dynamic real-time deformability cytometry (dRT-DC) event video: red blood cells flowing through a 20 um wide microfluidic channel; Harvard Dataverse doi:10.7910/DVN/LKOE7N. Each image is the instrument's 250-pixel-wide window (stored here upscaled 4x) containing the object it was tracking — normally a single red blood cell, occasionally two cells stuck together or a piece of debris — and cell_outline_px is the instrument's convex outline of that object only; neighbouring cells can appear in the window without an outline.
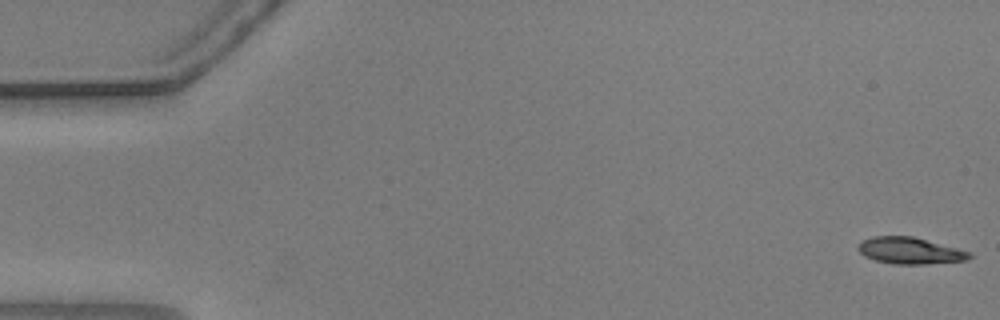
{"species": "common noctule bat (a hibernating species)", "species_latin": "Nyctalus noctula", "temperature_condition": "warm", "stored_images_in_passage": 55, "camera_frame_rate_fps": 3000, "um_per_image_px": 0.085, "animal": {"sex": "male", "body_mass_g": 20.5, "forearm_length_mm": 52.5}, "frame": {"image": 1, "passage_image": 1, "time_ms": 0.0, "image_size_px": [1000, 320], "cell_outline_px": [[972, 256], [964, 260], [924, 264], [892, 264], [876, 260], [864, 256], [856, 248], [860, 240], [872, 236], [912, 236], [972, 252]], "centroid_in_image_um": [77.29, 21.3], "position_along_channel_um": 7.7, "area_um2": 17.22}}
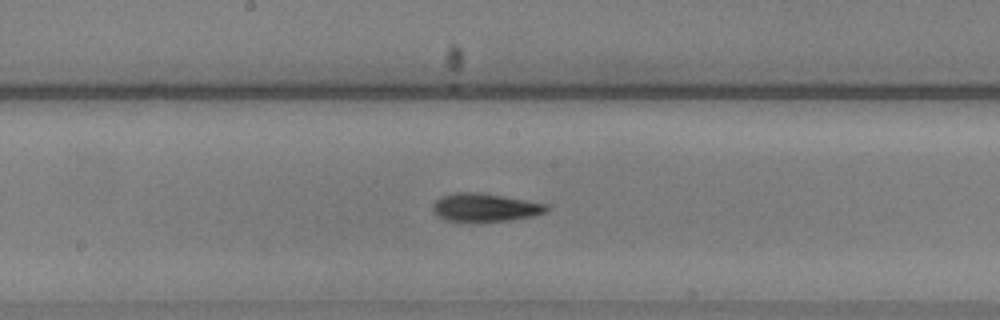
{"frame": {"image": 2, "passage_image": 29, "time_ms": 9.333, "image_size_px": [1000, 320], "cell_outline_px": [[548, 208], [544, 212], [532, 216], [508, 220], [444, 220], [436, 216], [432, 212], [432, 204], [440, 196], [456, 192], [484, 192], [548, 204]], "centroid_in_image_um": [41.17, 17.6], "position_along_channel_um": 207.0, "area_um2": 18.55}}
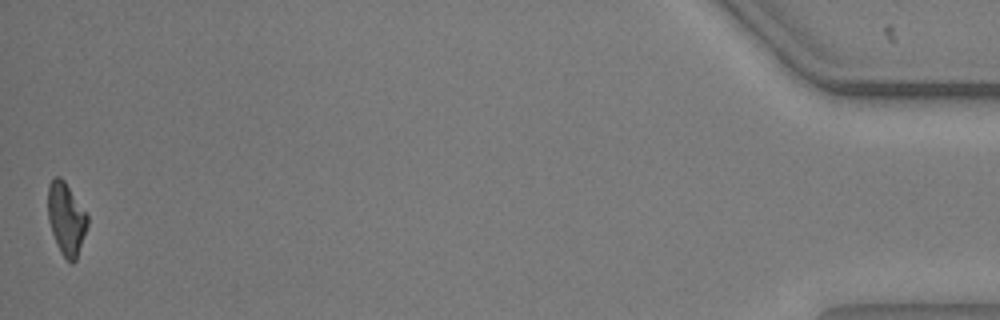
{"frame": {"image": 3, "passage_image": 55, "time_ms": 18.0, "image_size_px": [1000, 320], "cell_outline_px": [[88, 224], [76, 260], [72, 264], [60, 252], [56, 244], [48, 220], [48, 184], [56, 176], [60, 176], [64, 180], [88, 216]], "centroid_in_image_um": [5.62, 18.6], "position_along_channel_um": 429.6, "area_um2": 16.53}, "authors_computed_cell_mechanics": {"area_um2": 17.9758, "velocity_mm_per_s": 3.6754, "shape_relaxation_time_tau1_ms": 6.2505, "shape_relaxation_time_tau2_ms": 5.4105, "deformation_change_tau1": 0.1884, "deformation_change_tau2": 0.1397}}